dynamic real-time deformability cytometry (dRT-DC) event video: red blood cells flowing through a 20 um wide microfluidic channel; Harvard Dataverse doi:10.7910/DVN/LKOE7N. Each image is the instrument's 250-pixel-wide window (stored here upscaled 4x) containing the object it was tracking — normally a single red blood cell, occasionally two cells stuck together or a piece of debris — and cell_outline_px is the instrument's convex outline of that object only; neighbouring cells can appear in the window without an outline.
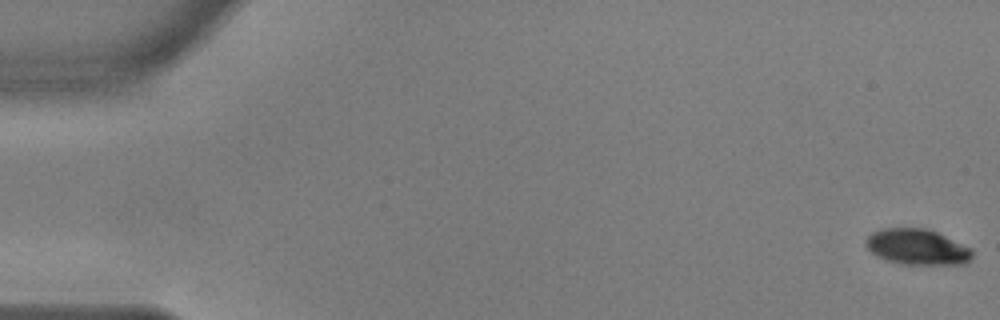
{"species": "common noctule bat (a hibernating species)", "species_latin": "Nyctalus noctula", "temperature_condition": "warm", "stored_images_in_passage": 56, "camera_frame_rate_fps": 3000, "um_per_image_px": 0.085, "animal": {"sex": "male", "body_mass_g": 17.9, "forearm_length_mm": 54.2}, "frame": {"image": 1, "passage_image": 1, "time_ms": 0.0, "image_size_px": [1000, 320], "cell_outline_px": [[972, 256], [964, 264], [904, 264], [888, 260], [872, 252], [864, 244], [864, 240], [872, 232], [880, 228], [928, 228], [972, 248]], "centroid_in_image_um": [77.95, 20.97], "position_along_channel_um": 7.0, "area_um2": 22.02}}
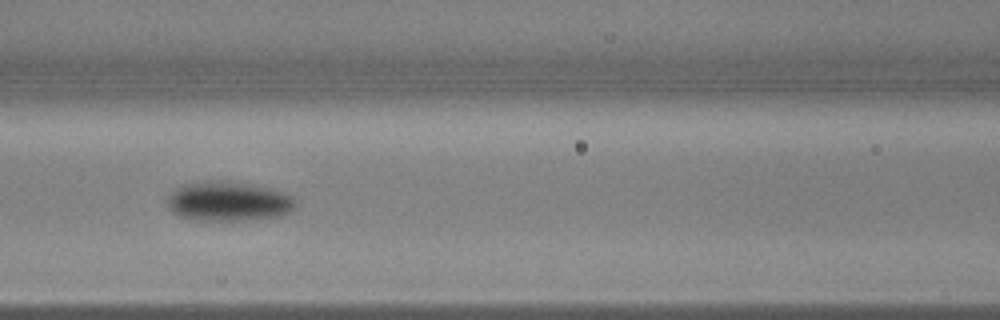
{"frame": {"image": 2, "passage_image": 25, "time_ms": 8.0, "image_size_px": [1000, 320], "cell_outline_px": [[296, 204], [288, 212], [276, 216], [252, 220], [196, 220], [180, 216], [172, 212], [168, 208], [168, 196], [176, 188], [184, 184], [208, 180], [252, 184], [284, 192], [292, 196], [296, 200]], "centroid_in_image_um": [19.4, 17.11], "position_along_channel_um": 147.2, "area_um2": 29.36}}
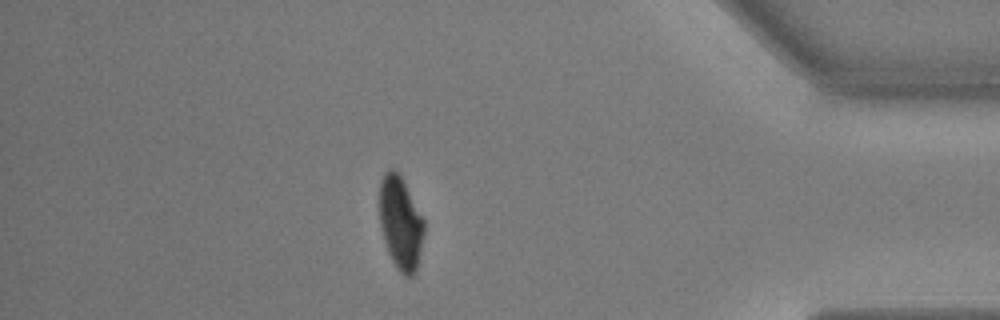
{"frame": {"image": 3, "passage_image": 49, "time_ms": 16.0, "image_size_px": [1000, 320], "cell_outline_px": [[424, 232], [416, 272], [412, 276], [404, 276], [396, 268], [388, 252], [384, 240], [380, 224], [380, 180], [384, 172], [388, 168], [396, 168], [424, 220]], "centroid_in_image_um": [34.04, 18.95], "position_along_channel_um": 401.2, "area_um2": 24.04}, "authors_computed_cell_mechanics": {"area_um2": 25.6343, "velocity_mm_per_s": 3.6365, "shape_relaxation_time_tau1_ms": 3.06, "shape_relaxation_time_tau2_ms": 1.7314, "deformation_change_tau1": 0.1455, "deformation_change_tau2": 0.0317}}